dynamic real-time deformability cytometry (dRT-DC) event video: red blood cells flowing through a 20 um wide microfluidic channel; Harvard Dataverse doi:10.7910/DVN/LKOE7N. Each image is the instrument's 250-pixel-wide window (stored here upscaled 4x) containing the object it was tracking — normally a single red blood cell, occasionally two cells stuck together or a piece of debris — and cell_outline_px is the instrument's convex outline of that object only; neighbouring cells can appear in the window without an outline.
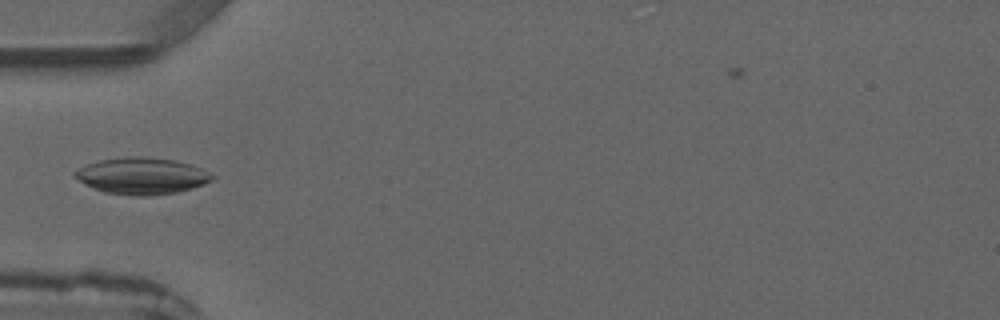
{"species": "common noctule bat (a hibernating species)", "species_latin": "Nyctalus noctula", "temperature_condition": "warm", "stored_images_in_passage": 4, "camera_frame_rate_fps": 3000, "um_per_image_px": 0.085, "animal": {"sex": "male", "forearm_length_mm": 52.5}, "frame": {"image": 1, "passage_image": 4, "time_ms": 3.667, "image_size_px": [1000, 320], "cell_outline_px": [[216, 176], [212, 180], [204, 184], [192, 188], [176, 192], [152, 196], [132, 196], [104, 192], [84, 184], [72, 176], [72, 172], [88, 164], [100, 160], [128, 156], [136, 156], [176, 160], [192, 164], [212, 172]], "centroid_in_image_um": [12.08, 14.95], "position_along_channel_um": 72.9, "area_um2": 29.59}}